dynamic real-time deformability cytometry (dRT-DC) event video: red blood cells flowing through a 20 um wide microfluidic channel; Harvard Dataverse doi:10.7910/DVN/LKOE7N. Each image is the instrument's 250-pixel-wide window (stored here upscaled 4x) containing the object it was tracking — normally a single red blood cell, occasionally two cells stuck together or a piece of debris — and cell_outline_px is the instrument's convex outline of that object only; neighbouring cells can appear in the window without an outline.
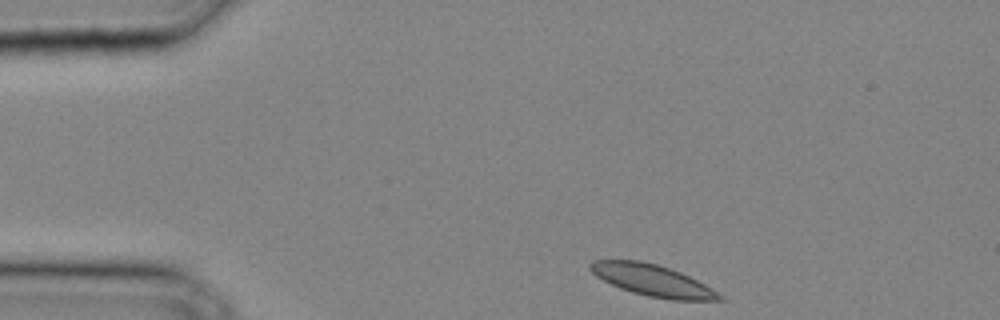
{"species": "common noctule bat (a hibernating species)", "species_latin": "Nyctalus noctula", "temperature_condition": "cold", "stored_images_in_passage": 28, "camera_frame_rate_fps": 3000, "um_per_image_px": 0.085, "animal": {"sex": "male", "body_mass_g": 20.4}, "frame": {"image": 1, "passage_image": 1, "time_ms": 0.0, "image_size_px": [1000, 320], "cell_outline_px": [[724, 300], [672, 300], [648, 296], [632, 292], [620, 288], [596, 276], [588, 268], [588, 264], [592, 260], [640, 260], [656, 264], [680, 272], [704, 284], [724, 296]], "centroid_in_image_um": [55.44, 23.83], "position_along_channel_um": 29.6, "area_um2": 23.52}}
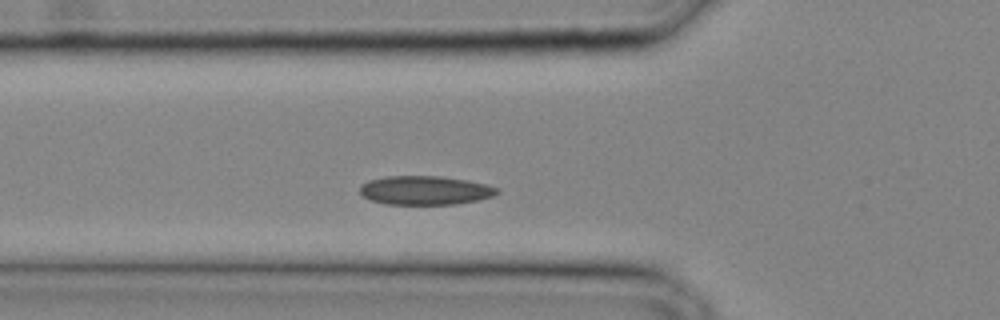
{"frame": {"image": 2, "passage_image": 7, "time_ms": 2.0, "image_size_px": [1000, 320], "cell_outline_px": [[500, 192], [492, 196], [480, 200], [456, 204], [384, 204], [372, 200], [364, 196], [360, 192], [360, 184], [368, 180], [388, 176], [440, 176], [468, 180], [500, 188]], "centroid_in_image_um": [36.15, 16.17], "position_along_channel_um": 89.6, "area_um2": 23.18}}
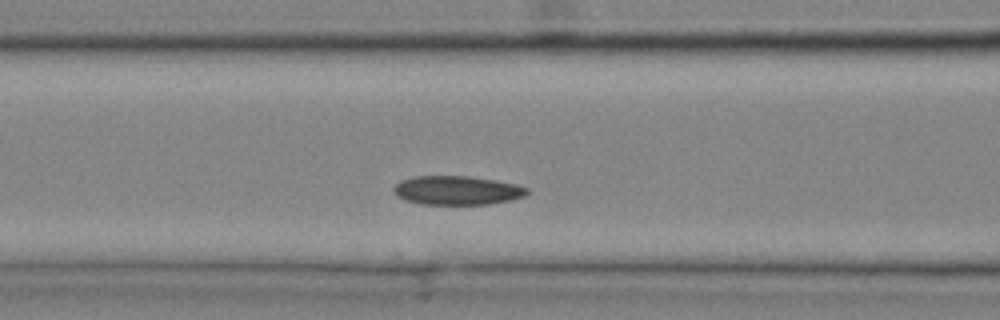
{"frame": {"image": 3, "passage_image": 9, "time_ms": 2.667, "image_size_px": [1000, 320], "cell_outline_px": [[528, 192], [524, 196], [512, 200], [488, 204], [420, 204], [404, 200], [396, 196], [392, 188], [400, 180], [416, 176], [468, 176], [496, 180], [516, 184], [528, 188]], "centroid_in_image_um": [38.83, 16.18], "position_along_channel_um": 127.8, "area_um2": 22.6}}